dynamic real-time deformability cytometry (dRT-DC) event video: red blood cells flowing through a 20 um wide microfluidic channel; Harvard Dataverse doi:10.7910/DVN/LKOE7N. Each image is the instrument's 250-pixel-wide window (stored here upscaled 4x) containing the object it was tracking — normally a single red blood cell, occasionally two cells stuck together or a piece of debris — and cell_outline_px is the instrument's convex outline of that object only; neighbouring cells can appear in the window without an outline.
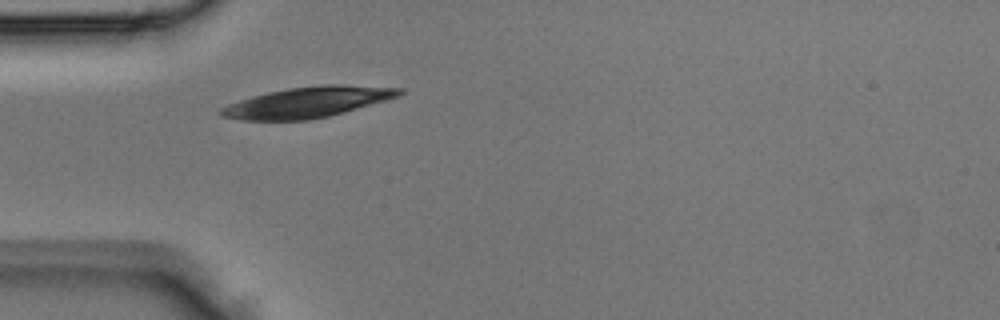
{"species": "Egyptian fruit bat (a non-hibernating species)", "species_latin": "Rousettus aegyptiacus", "temperature_condition": "room temperature", "stored_images_in_passage": 1, "camera_frame_rate_fps": 3000, "um_per_image_px": 0.085, "animal": {"sex": "male"}, "frame": {"image": 1, "passage_image": 1, "time_ms": 0.0, "image_size_px": [1000, 320], "cell_outline_px": [[404, 92], [400, 96], [328, 116], [308, 120], [244, 120], [220, 116], [216, 112], [220, 108], [228, 104], [252, 96], [268, 92], [288, 88], [324, 84], [340, 84], [404, 88]], "centroid_in_image_um": [26.13, 8.68], "position_along_channel_um": 58.9, "area_um2": 31.79}}